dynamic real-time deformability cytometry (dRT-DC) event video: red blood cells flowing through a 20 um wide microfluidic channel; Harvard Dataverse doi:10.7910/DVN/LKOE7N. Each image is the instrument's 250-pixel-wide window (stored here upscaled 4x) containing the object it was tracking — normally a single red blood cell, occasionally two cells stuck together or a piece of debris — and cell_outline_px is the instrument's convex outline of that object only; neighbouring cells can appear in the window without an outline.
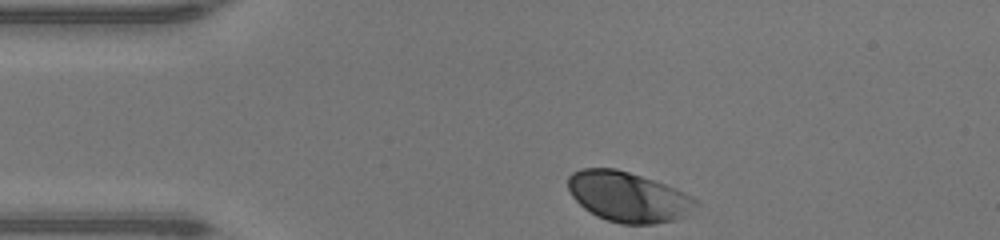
{"species": "human", "species_latin": "Homo sapiens", "temperature_condition": "warm", "stored_images_in_passage": 30, "camera_frame_rate_fps": 3000, "um_per_image_px": 0.085, "donor": {"sex": "male"}, "frame": {"image": 1, "passage_image": 1, "time_ms": 0.0, "image_size_px": [1000, 240], "cell_outline_px": [[700, 204], [688, 216], [676, 220], [652, 224], [620, 224], [596, 216], [584, 208], [572, 196], [568, 188], [568, 176], [572, 172], [580, 168], [616, 168], [676, 188], [684, 192], [696, 200]], "centroid_in_image_um": [53.41, 16.74], "position_along_channel_um": 31.6, "area_um2": 37.45}}
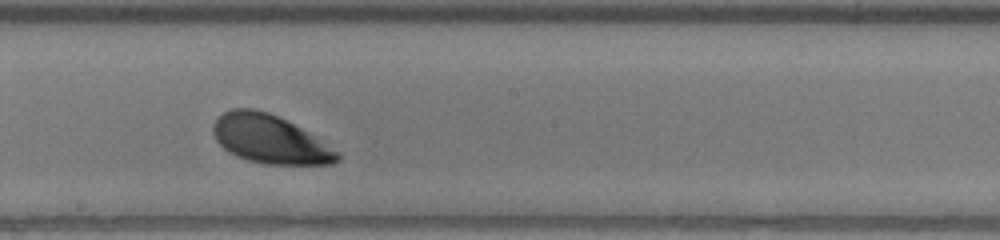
{"frame": {"image": 2, "passage_image": 18, "time_ms": 5.667, "image_size_px": [1000, 240], "cell_outline_px": [[340, 156], [332, 164], [264, 164], [248, 160], [236, 156], [228, 152], [216, 140], [212, 132], [212, 124], [224, 112], [232, 108], [256, 108], [268, 112], [300, 128], [340, 152]], "centroid_in_image_um": [22.89, 11.83], "position_along_channel_um": 225.3, "area_um2": 34.68}}
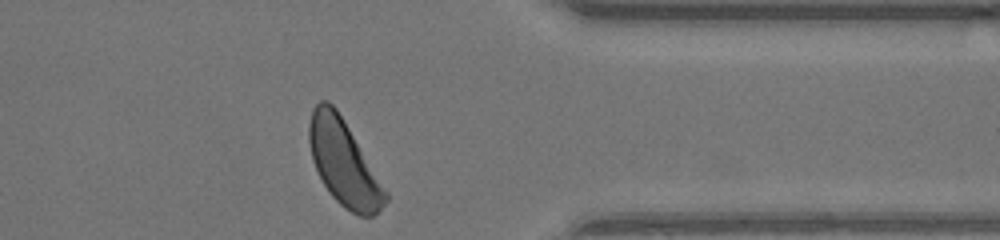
{"frame": {"image": 3, "passage_image": 30, "time_ms": 9.667, "image_size_px": [1000, 240], "cell_outline_px": [[388, 200], [372, 216], [360, 216], [344, 208], [332, 196], [324, 184], [312, 160], [308, 140], [308, 124], [312, 108], [320, 100], [328, 100], [336, 108], [388, 192]], "centroid_in_image_um": [29.19, 13.82], "position_along_channel_um": 382.2, "area_um2": 37.51}, "authors_computed_cell_mechanics": {"area_um2": 36.4429, "velocity_mm_per_s": 4.2716, "shape_relaxation_time_tau1_ms": 0.9454, "shape_relaxation_time_tau2_ms": 2.7631, "deformation_change_tau1": 0.0823, "deformation_change_tau2": 0.0692}}